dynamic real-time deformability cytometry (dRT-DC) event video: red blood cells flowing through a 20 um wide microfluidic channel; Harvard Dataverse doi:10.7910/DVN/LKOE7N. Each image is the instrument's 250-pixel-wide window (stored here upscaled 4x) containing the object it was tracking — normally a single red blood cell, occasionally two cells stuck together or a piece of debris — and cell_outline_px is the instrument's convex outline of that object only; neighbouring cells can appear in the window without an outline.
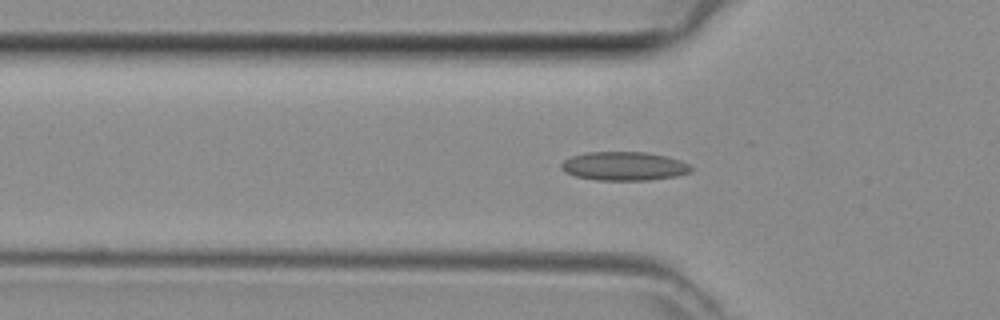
{"species": "common noctule bat (a hibernating species)", "species_latin": "Nyctalus noctula", "temperature_condition": "room temperature", "stored_images_in_passage": 38, "camera_frame_rate_fps": 3000, "um_per_image_px": 0.085, "animal": {"sex": "female", "body_mass_g": 29.2, "forearm_length_mm": 56.3}, "frame": {"image": 1, "passage_image": 11, "time_ms": 3.333, "image_size_px": [1000, 320], "cell_outline_px": [[692, 172], [676, 176], [648, 180], [596, 180], [576, 176], [564, 172], [560, 168], [560, 164], [564, 160], [572, 156], [584, 152], [644, 152], [668, 156], [680, 160], [688, 164], [692, 168]], "centroid_in_image_um": [53.03, 14.12], "position_along_channel_um": 72.8, "area_um2": 21.85}}
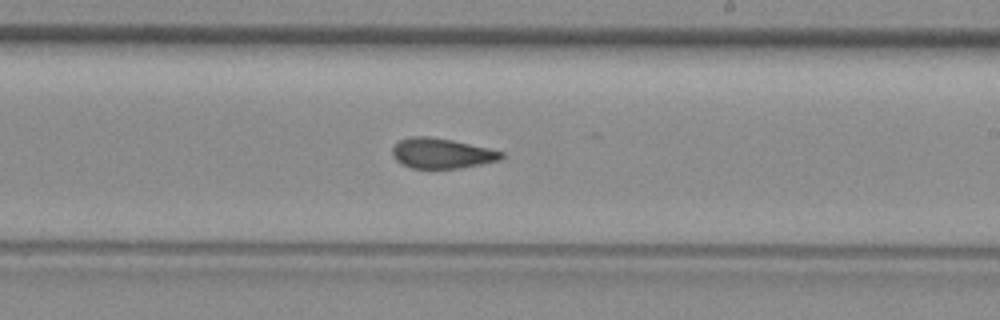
{"frame": {"image": 2, "passage_image": 23, "time_ms": 7.333, "image_size_px": [1000, 320], "cell_outline_px": [[504, 156], [500, 160], [460, 168], [412, 168], [400, 164], [396, 160], [392, 152], [392, 148], [400, 140], [412, 136], [428, 136], [452, 140], [488, 148], [504, 152]], "centroid_in_image_um": [37.54, 13.03], "position_along_channel_um": 251.5, "area_um2": 19.07}}
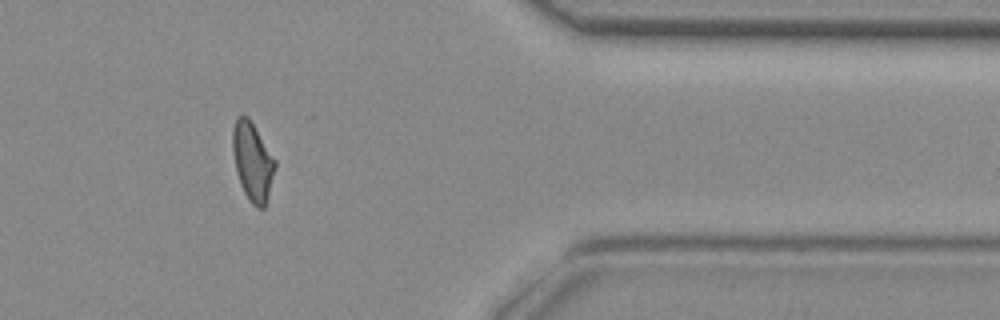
{"frame": {"image": 3, "passage_image": 34, "time_ms": 11.0, "image_size_px": [1000, 320], "cell_outline_px": [[276, 168], [268, 196], [264, 208], [256, 208], [248, 200], [240, 184], [236, 172], [232, 152], [232, 128], [236, 116], [248, 116], [276, 160]], "centroid_in_image_um": [21.45, 13.73], "position_along_channel_um": 389.9, "area_um2": 19.59}}